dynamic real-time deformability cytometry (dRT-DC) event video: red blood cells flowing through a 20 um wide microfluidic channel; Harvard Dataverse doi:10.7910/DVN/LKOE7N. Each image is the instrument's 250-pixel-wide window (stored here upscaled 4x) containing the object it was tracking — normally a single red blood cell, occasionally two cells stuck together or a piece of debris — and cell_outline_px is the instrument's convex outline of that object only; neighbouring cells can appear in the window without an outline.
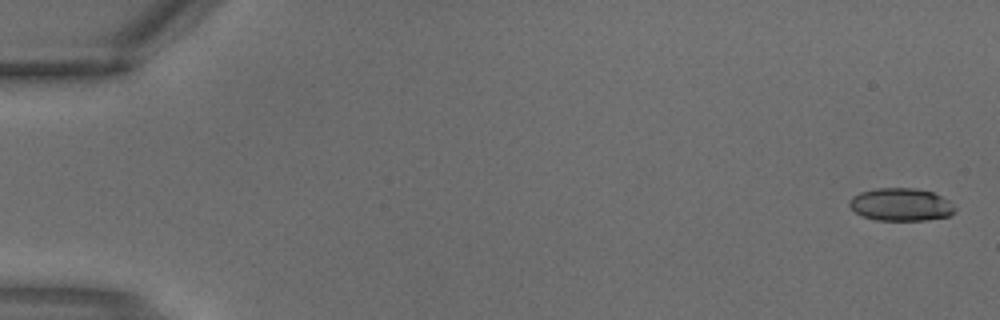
{"species": "common noctule bat (a hibernating species)", "species_latin": "Nyctalus noctula", "temperature_condition": "warm", "stored_images_in_passage": 3, "segment_of_instrument_passage": [2, 2], "camera_frame_rate_fps": 3000, "um_per_image_px": 0.085, "animal": {"sex": "male", "body_mass_g": 18.8}, "frame": {"image": 1, "passage_image": 3, "time_ms": 0.667, "image_size_px": [1000, 320], "cell_outline_px": [[956, 212], [948, 216], [924, 220], [876, 220], [864, 216], [856, 212], [848, 204], [848, 200], [852, 196], [860, 192], [876, 188], [916, 188], [932, 192], [948, 200], [956, 208]], "centroid_in_image_um": [76.57, 17.38], "position_along_channel_um": 8.4, "area_um2": 20.11}}